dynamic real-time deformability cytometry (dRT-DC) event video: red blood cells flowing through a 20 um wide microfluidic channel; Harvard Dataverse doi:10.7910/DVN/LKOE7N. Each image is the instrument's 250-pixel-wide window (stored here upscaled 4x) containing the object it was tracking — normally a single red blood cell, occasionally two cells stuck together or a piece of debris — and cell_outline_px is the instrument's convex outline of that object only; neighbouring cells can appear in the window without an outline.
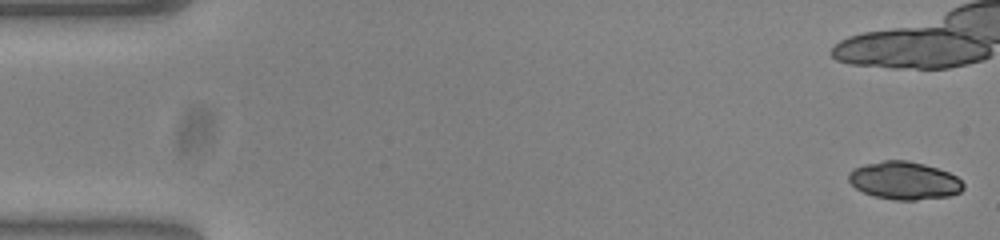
{"species": "common noctule bat (a hibernating species)", "species_latin": "Nyctalus noctula", "temperature_condition": "warm", "stored_images_in_passage": 15, "camera_frame_rate_fps": 3000, "um_per_image_px": 0.085, "animal": {"sex": "female", "body_mass_g": 23.0, "forearm_length_mm": 53.4}, "frame": {"image": 1, "passage_image": 1, "time_ms": 0.0, "image_size_px": [1000, 240], "cell_outline_px": [[964, 188], [960, 192], [948, 196], [916, 200], [896, 200], [876, 196], [864, 192], [856, 188], [848, 180], [848, 172], [852, 168], [864, 164], [884, 160], [908, 160], [924, 164], [948, 172], [956, 176], [964, 184]], "centroid_in_image_um": [76.85, 15.34], "position_along_channel_um": 8.2, "area_um2": 25.26}}